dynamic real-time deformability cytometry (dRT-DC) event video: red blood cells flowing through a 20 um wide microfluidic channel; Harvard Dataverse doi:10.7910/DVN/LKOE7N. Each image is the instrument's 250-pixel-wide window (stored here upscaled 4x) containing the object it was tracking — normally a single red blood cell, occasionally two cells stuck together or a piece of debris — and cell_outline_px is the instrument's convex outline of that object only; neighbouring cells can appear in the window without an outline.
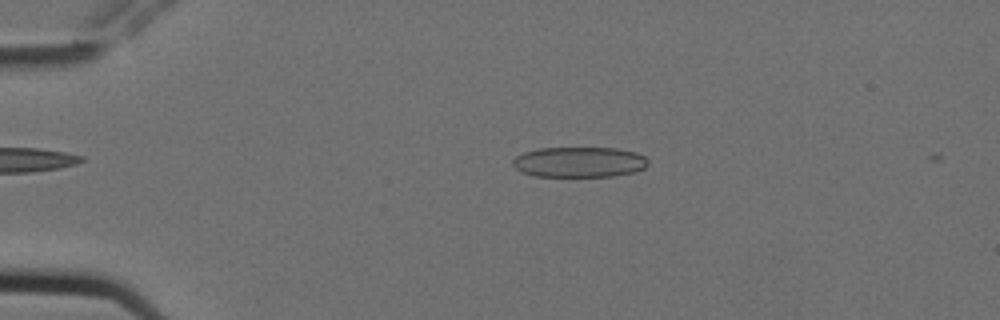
{"species": "Egyptian fruit bat (a non-hibernating species)", "species_latin": "Rousettus aegyptiacus", "temperature_condition": "cold", "stored_images_in_passage": 5, "camera_frame_rate_fps": 3000, "um_per_image_px": 0.085, "animal": {"sex": "female"}, "frame": {"image": 1, "passage_image": 3, "time_ms": 0.667, "image_size_px": [1000, 320], "cell_outline_px": [[648, 164], [644, 168], [636, 172], [612, 176], [532, 176], [520, 172], [512, 164], [512, 160], [516, 156], [524, 152], [540, 148], [616, 148], [636, 152], [644, 156], [648, 160]], "centroid_in_image_um": [49.23, 13.78], "position_along_channel_um": 35.8, "area_um2": 24.1}}
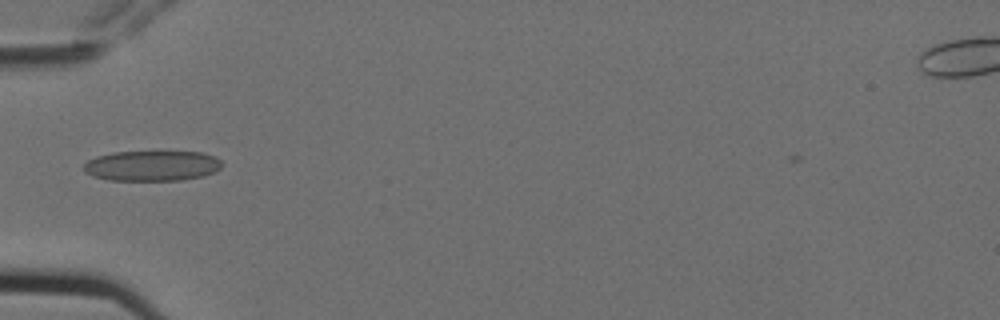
{"frame": {"image": 2, "passage_image": 5, "time_ms": 1.333, "image_size_px": [1000, 320], "cell_outline_px": [[224, 164], [216, 172], [204, 176], [180, 180], [108, 180], [92, 176], [84, 172], [84, 164], [88, 160], [96, 156], [112, 152], [204, 152], [216, 156]], "centroid_in_image_um": [12.95, 14.09], "position_along_channel_um": 72.1, "area_um2": 24.68}}